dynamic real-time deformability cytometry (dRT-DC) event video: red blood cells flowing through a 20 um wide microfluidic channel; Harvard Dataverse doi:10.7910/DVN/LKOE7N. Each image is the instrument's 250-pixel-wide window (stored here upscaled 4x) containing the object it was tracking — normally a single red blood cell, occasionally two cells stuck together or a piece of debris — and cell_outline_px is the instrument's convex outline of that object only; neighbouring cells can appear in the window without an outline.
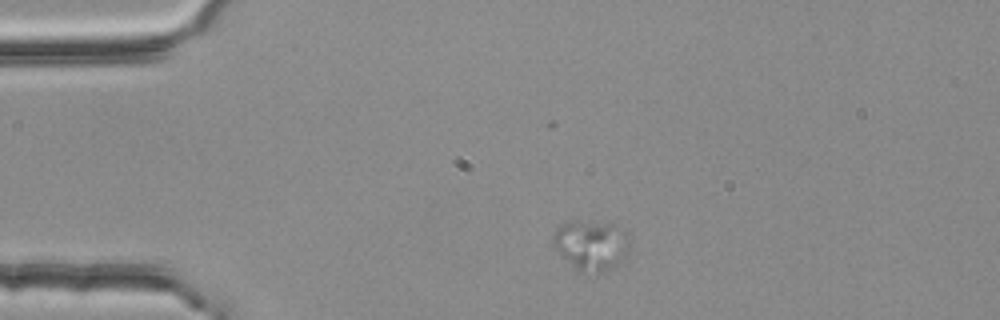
{"species": "common noctule bat (a hibernating species)", "species_latin": "Nyctalus noctula", "temperature_condition": "room temperature", "stored_images_in_passage": 43, "camera_frame_rate_fps": 3000, "um_per_image_px": 0.085, "animal": {"sex": "female", "body_mass_g": 25.1}, "frame": {"image": 1, "passage_image": 1, "time_ms": 0.0, "image_size_px": [1000, 320], "cell_outline_px": [[632, 240], [628, 256], [612, 268], [604, 272], [580, 272], [556, 248], [552, 240], [552, 236], [560, 224], [576, 220], [580, 220], [616, 224]], "centroid_in_image_um": [50.32, 20.81], "position_along_channel_um": 34.7, "area_um2": 22.48}}
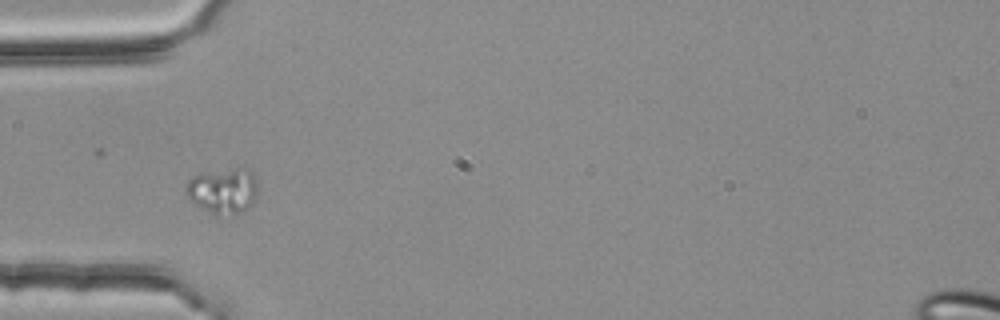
{"frame": {"image": 2, "passage_image": 7, "time_ms": 2.0, "image_size_px": [1000, 320], "cell_outline_px": [[256, 196], [248, 208], [240, 212], [216, 216], [188, 200], [184, 192], [184, 188], [188, 180], [192, 176], [208, 172], [236, 168], [248, 168], [252, 172], [256, 180]], "centroid_in_image_um": [18.91, 16.21], "position_along_channel_um": 66.1, "area_um2": 19.13}}